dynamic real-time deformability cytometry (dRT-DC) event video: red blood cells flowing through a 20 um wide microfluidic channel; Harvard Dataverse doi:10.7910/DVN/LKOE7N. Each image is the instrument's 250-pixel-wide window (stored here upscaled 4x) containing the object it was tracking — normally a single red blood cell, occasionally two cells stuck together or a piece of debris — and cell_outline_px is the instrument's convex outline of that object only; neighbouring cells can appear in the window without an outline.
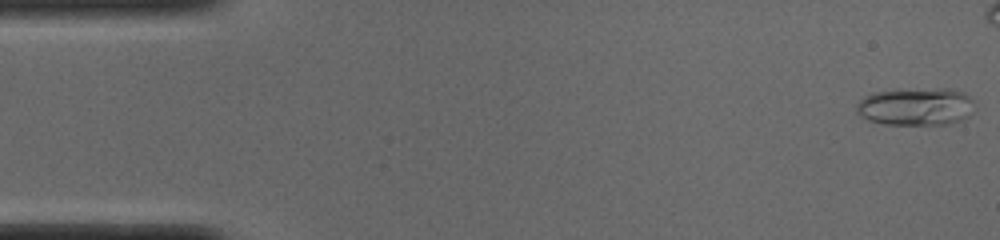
{"species": "common noctule bat (a hibernating species)", "species_latin": "Nyctalus noctula", "temperature_condition": "cold", "stored_images_in_passage": 42, "camera_frame_rate_fps": 3000, "um_per_image_px": 0.085, "animal": {"sex": "male", "body_mass_g": 19.0, "forearm_length_mm": 50.8}, "frame": {"image": 1, "passage_image": 1, "time_ms": 0.0, "image_size_px": [1000, 240], "cell_outline_px": [[972, 112], [968, 116], [960, 120], [948, 124], [884, 124], [868, 120], [856, 112], [856, 104], [864, 96], [872, 92], [940, 88], [952, 88], [964, 92], [972, 100]], "centroid_in_image_um": [77.84, 9.06], "position_along_channel_um": 7.2, "area_um2": 25.78}}
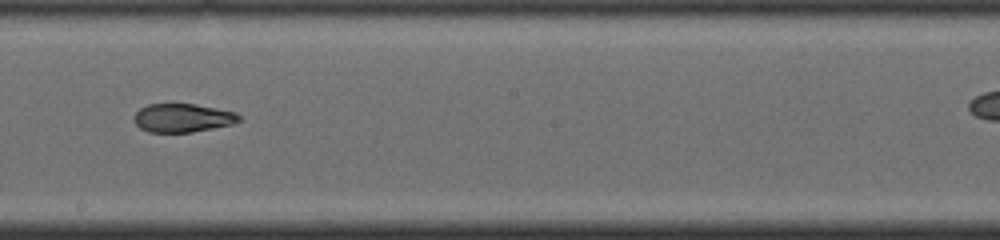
{"frame": {"image": 2, "passage_image": 28, "time_ms": 9.0, "image_size_px": [1000, 240], "cell_outline_px": [[240, 120], [232, 124], [192, 132], [148, 132], [140, 128], [132, 120], [136, 112], [140, 108], [148, 104], [196, 104], [236, 112], [240, 116]], "centroid_in_image_um": [15.5, 10.02], "position_along_channel_um": 232.7, "area_um2": 17.46}}
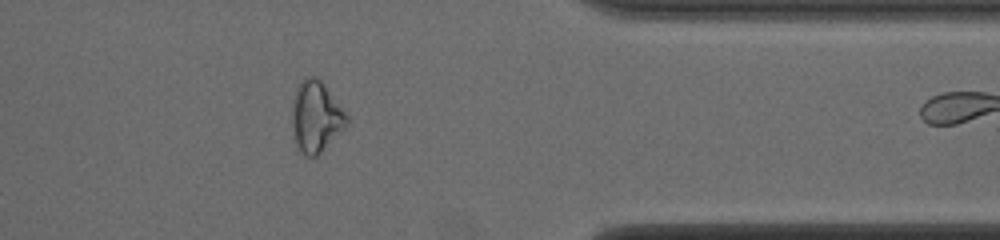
{"frame": {"image": 3, "passage_image": 41, "time_ms": 13.333, "image_size_px": [1000, 240], "cell_outline_px": [[348, 124], [316, 156], [308, 156], [296, 144], [292, 124], [292, 108], [296, 88], [308, 76], [316, 76], [324, 84], [348, 116]], "centroid_in_image_um": [26.86, 9.9], "position_along_channel_um": 384.5, "area_um2": 21.96}}